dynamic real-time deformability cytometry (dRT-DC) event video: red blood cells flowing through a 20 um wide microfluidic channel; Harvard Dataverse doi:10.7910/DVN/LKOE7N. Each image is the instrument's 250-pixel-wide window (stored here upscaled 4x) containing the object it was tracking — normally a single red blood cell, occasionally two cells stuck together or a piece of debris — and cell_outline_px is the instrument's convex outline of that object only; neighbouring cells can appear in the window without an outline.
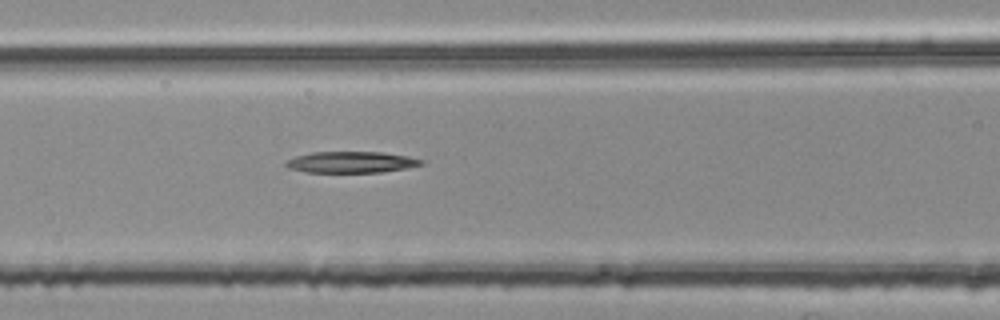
{"species": "common noctule bat (a hibernating species)", "species_latin": "Nyctalus noctula", "temperature_condition": "room temperature", "stored_images_in_passage": 54, "segment_of_instrument_passage": [2, 2], "camera_frame_rate_fps": 3000, "um_per_image_px": 0.085, "animal": {"sex": "female", "body_mass_g": 25.1}, "frame": {"image": 1, "passage_image": 22, "time_ms": 7.0, "image_size_px": [1000, 320], "cell_outline_px": [[424, 164], [404, 168], [380, 172], [308, 172], [288, 168], [284, 164], [284, 160], [296, 156], [312, 152], [380, 152], [408, 156], [424, 160]], "centroid_in_image_um": [29.81, 13.78], "position_along_channel_um": 136.8, "area_um2": 16.7}}
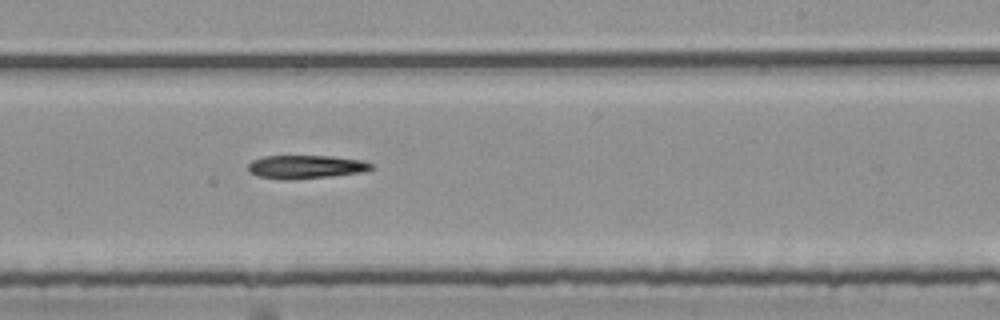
{"frame": {"image": 2, "passage_image": 32, "time_ms": 10.333, "image_size_px": [1000, 320], "cell_outline_px": [[372, 168], [360, 172], [328, 176], [292, 180], [284, 180], [256, 176], [248, 172], [248, 164], [252, 160], [264, 156], [332, 156], [364, 160], [372, 164]], "centroid_in_image_um": [25.93, 14.18], "position_along_channel_um": 263.1, "area_um2": 16.82}}
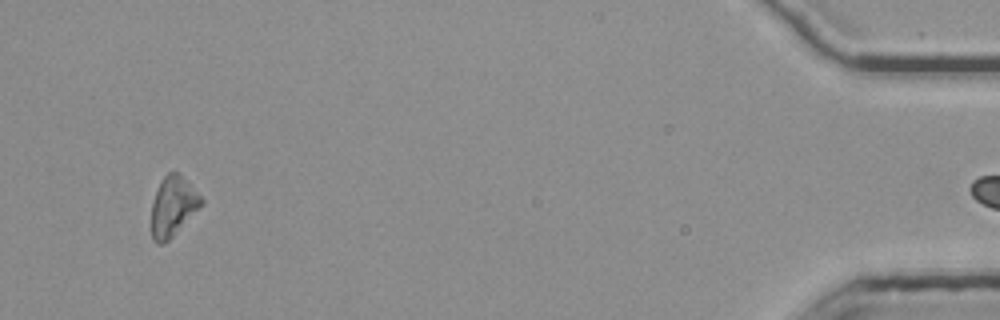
{"frame": {"image": 3, "passage_image": 51, "time_ms": 16.667, "image_size_px": [1000, 320], "cell_outline_px": [[204, 204], [164, 244], [156, 244], [152, 240], [152, 204], [160, 180], [168, 172], [180, 172], [204, 200]], "centroid_in_image_um": [14.71, 17.52], "position_along_channel_um": 420.5, "area_um2": 17.4}}